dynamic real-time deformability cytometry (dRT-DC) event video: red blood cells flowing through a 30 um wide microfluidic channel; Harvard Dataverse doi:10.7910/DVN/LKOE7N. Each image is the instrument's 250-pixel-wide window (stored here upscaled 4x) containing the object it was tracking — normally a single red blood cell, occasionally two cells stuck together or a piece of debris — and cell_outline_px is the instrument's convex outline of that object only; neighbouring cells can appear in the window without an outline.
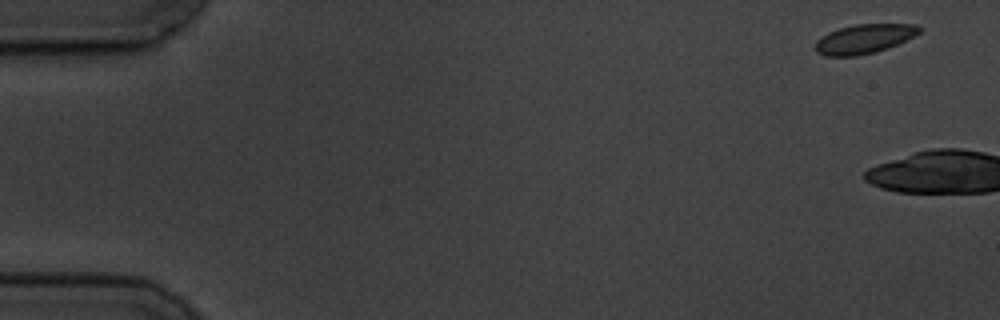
{"species": "common noctule bat (a hibernating species)", "species_latin": "Nyctalus noctula", "temperature_condition": "cold", "stored_images_in_passage": 11, "camera_frame_rate_fps": 3000, "um_per_image_px": 0.085, "animal": {"sex": "male", "body_mass_g": 19.5, "forearm_length_mm": 54.6}, "frame": {"image": 1, "passage_image": 1, "time_ms": 0.0, "image_size_px": [1000, 320], "cell_outline_px": [[924, 28], [920, 32], [888, 48], [876, 52], [856, 56], [824, 56], [816, 52], [812, 48], [816, 40], [820, 36], [828, 32], [840, 28], [856, 24], [916, 24]], "centroid_in_image_um": [73.39, 3.31], "position_along_channel_um": 11.6, "area_um2": 17.92}}